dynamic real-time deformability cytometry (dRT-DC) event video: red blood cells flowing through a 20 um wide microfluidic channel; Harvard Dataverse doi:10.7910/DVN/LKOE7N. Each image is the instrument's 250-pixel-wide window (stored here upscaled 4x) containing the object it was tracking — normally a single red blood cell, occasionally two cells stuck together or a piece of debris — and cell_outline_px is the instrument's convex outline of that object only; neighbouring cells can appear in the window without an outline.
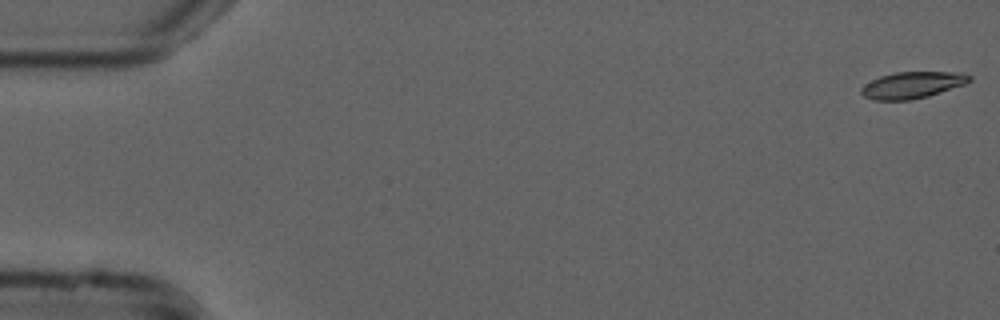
{"species": "common noctule bat (a hibernating species)", "species_latin": "Nyctalus noctula", "temperature_condition": "cold", "stored_images_in_passage": 54, "camera_frame_rate_fps": 3000, "um_per_image_px": 0.085, "animal": {"sex": "male", "forearm_length_mm": 52.5}, "frame": {"image": 1, "passage_image": 1, "time_ms": 0.0, "image_size_px": [1000, 320], "cell_outline_px": [[972, 80], [964, 84], [928, 96], [908, 100], [872, 100], [864, 96], [860, 92], [860, 88], [864, 84], [880, 76], [896, 72], [964, 72], [972, 76]], "centroid_in_image_um": [77.54, 7.22], "position_along_channel_um": 7.5, "area_um2": 16.76}}
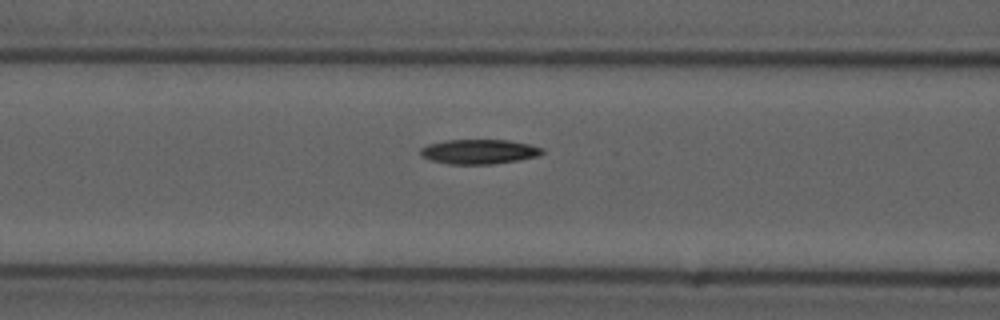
{"frame": {"image": 2, "passage_image": 22, "time_ms": 7.0, "image_size_px": [1000, 320], "cell_outline_px": [[544, 152], [540, 156], [520, 160], [492, 164], [448, 164], [432, 160], [424, 156], [420, 152], [420, 148], [428, 144], [444, 140], [508, 140], [528, 144], [544, 148]], "centroid_in_image_um": [40.76, 12.89], "position_along_channel_um": 125.8, "area_um2": 17.51}}
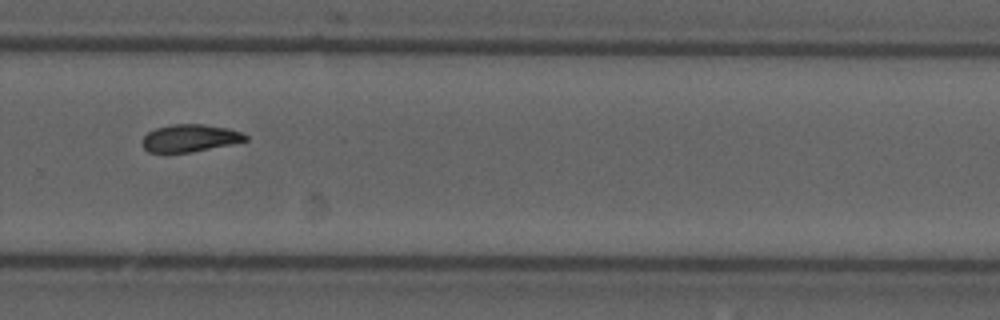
{"frame": {"image": 3, "passage_image": 37, "time_ms": 12.0, "image_size_px": [1000, 320], "cell_outline_px": [[248, 140], [232, 144], [192, 152], [148, 152], [140, 144], [140, 140], [148, 132], [156, 128], [172, 124], [204, 124], [228, 128], [240, 132], [248, 136]], "centroid_in_image_um": [16.12, 11.74], "position_along_channel_um": 313.7, "area_um2": 16.59}}